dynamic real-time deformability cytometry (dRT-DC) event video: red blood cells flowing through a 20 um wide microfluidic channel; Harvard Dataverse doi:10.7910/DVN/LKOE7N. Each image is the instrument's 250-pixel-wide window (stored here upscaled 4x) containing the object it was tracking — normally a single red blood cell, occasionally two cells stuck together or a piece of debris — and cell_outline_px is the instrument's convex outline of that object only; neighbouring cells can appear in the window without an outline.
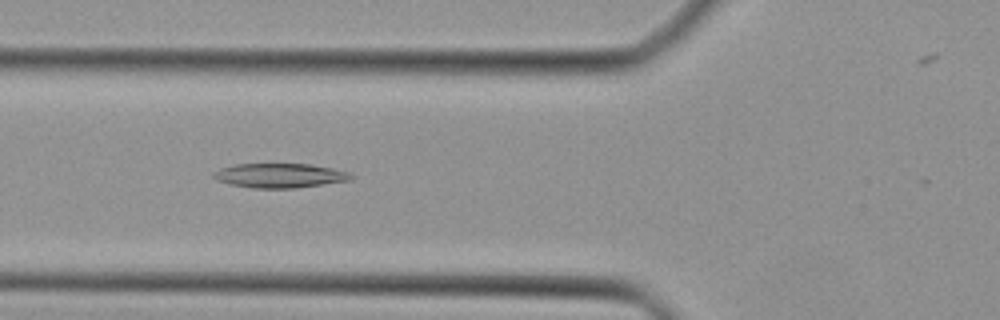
{"species": "Egyptian fruit bat (a non-hibernating species)", "species_latin": "Rousettus aegyptiacus", "temperature_condition": "cold", "stored_images_in_passage": 39, "camera_frame_rate_fps": 3000, "um_per_image_px": 0.085, "animal": {"sex": "female"}, "frame": {"image": 1, "passage_image": 10, "time_ms": 3.0, "image_size_px": [1000, 320], "cell_outline_px": [[356, 176], [352, 180], [324, 184], [292, 188], [252, 188], [232, 184], [216, 180], [212, 176], [212, 172], [220, 168], [232, 164], [312, 164], [332, 168], [348, 172]], "centroid_in_image_um": [23.78, 14.91], "position_along_channel_um": 102.0, "area_um2": 19.65}}
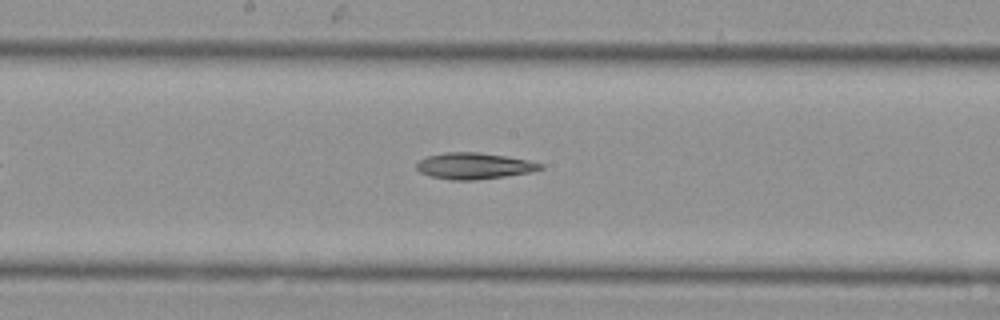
{"frame": {"image": 2, "passage_image": 17, "time_ms": 5.333, "image_size_px": [1000, 320], "cell_outline_px": [[544, 168], [528, 172], [504, 176], [476, 180], [452, 180], [432, 176], [420, 172], [416, 168], [416, 164], [420, 160], [428, 156], [448, 152], [476, 152], [508, 156], [528, 160], [544, 164]], "centroid_in_image_um": [40.31, 14.1], "position_along_channel_um": 207.9, "area_um2": 18.79}}
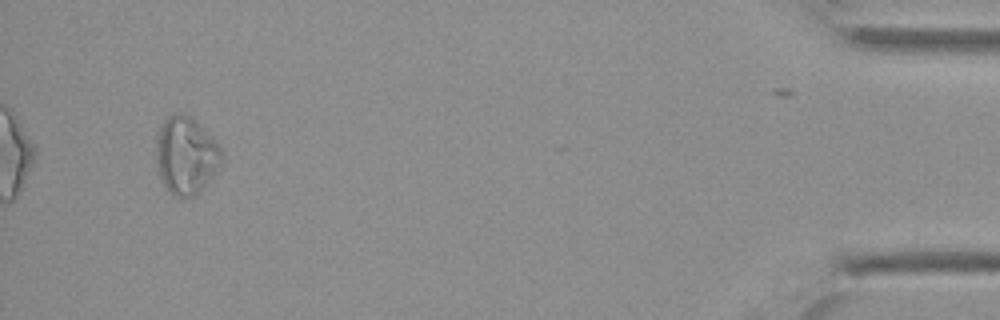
{"frame": {"image": 3, "passage_image": 36, "time_ms": 11.667, "image_size_px": [1000, 320], "cell_outline_px": [[224, 160], [216, 172], [192, 196], [180, 200], [168, 192], [160, 180], [156, 160], [156, 136], [164, 120], [168, 116], [176, 112], [180, 112], [196, 120], [216, 140], [224, 152]], "centroid_in_image_um": [15.81, 13.21], "position_along_channel_um": 419.4, "area_um2": 30.06}}